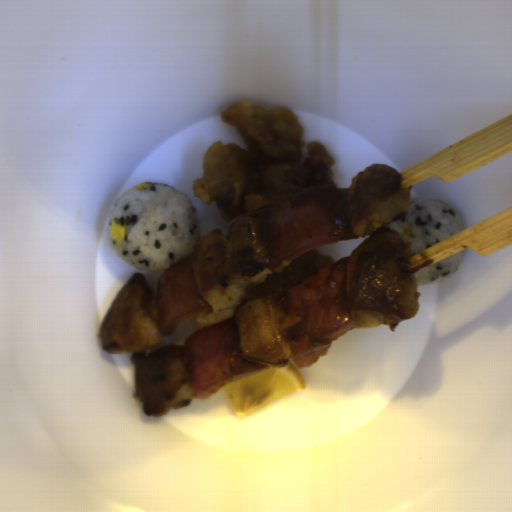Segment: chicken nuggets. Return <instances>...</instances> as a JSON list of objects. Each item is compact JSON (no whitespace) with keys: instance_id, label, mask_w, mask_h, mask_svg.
<instances>
[{"instance_id":"90cb4de2","label":"chicken nuggets","mask_w":512,"mask_h":512,"mask_svg":"<svg viewBox=\"0 0 512 512\" xmlns=\"http://www.w3.org/2000/svg\"><path fill=\"white\" fill-rule=\"evenodd\" d=\"M279 208L261 206L233 218L227 233H206L189 253V261L194 285L206 303L194 320L196 327L233 319L243 359L282 369L293 356L282 307L286 292L250 300L252 291L274 272L268 266L270 236Z\"/></svg>"},{"instance_id":"f4ed5422","label":"chicken nuggets","mask_w":512,"mask_h":512,"mask_svg":"<svg viewBox=\"0 0 512 512\" xmlns=\"http://www.w3.org/2000/svg\"><path fill=\"white\" fill-rule=\"evenodd\" d=\"M411 189L400 172L374 162L358 172L347 192L348 220L357 237L368 236L346 261L347 312L354 328L397 325L419 311L417 281L410 273L409 243L389 224L409 214Z\"/></svg>"},{"instance_id":"cc037f56","label":"chicken nuggets","mask_w":512,"mask_h":512,"mask_svg":"<svg viewBox=\"0 0 512 512\" xmlns=\"http://www.w3.org/2000/svg\"><path fill=\"white\" fill-rule=\"evenodd\" d=\"M157 296L147 278L134 272L105 315L100 334L107 354H131L135 389L147 416L167 415L195 396L189 383L183 346L163 341L158 328Z\"/></svg>"}]
</instances>
